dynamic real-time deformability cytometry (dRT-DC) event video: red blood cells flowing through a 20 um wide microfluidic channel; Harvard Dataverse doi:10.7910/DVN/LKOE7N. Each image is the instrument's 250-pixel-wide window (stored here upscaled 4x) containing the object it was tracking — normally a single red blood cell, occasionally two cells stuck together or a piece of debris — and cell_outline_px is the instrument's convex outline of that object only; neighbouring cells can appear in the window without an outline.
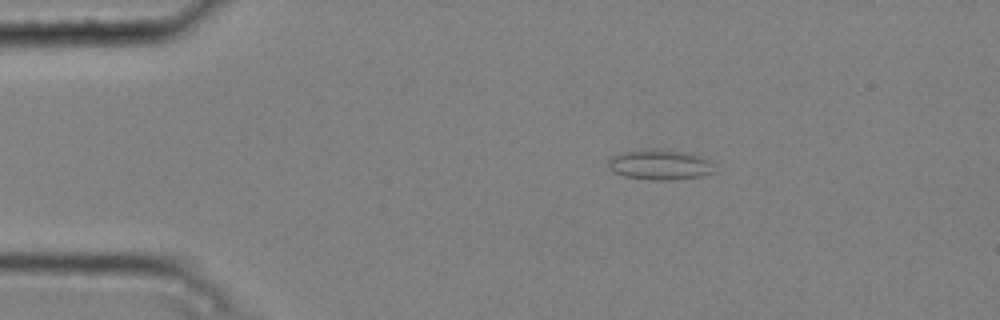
{"species": "common noctule bat (a hibernating species)", "species_latin": "Nyctalus noctula", "temperature_condition": "cold", "stored_images_in_passage": 12, "camera_frame_rate_fps": 3000, "um_per_image_px": 0.085, "animal": {"sex": "male", "body_mass_g": 20.4}, "frame": {"image": 1, "passage_image": 1, "time_ms": 0.0, "image_size_px": [1000, 320], "cell_outline_px": [[716, 172], [704, 176], [672, 180], [648, 180], [624, 176], [608, 168], [608, 160], [612, 156], [624, 152], [644, 148], [664, 148], [684, 152], [700, 156], [712, 160]], "centroid_in_image_um": [56.14, 13.99], "position_along_channel_um": 28.9, "area_um2": 19.25}}
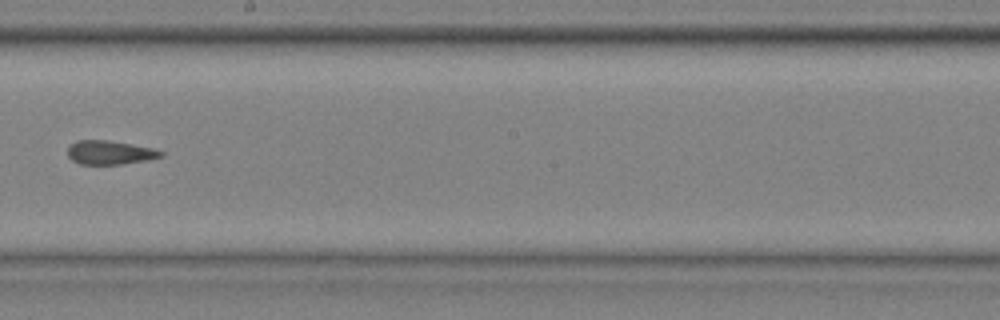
{"frame": {"image": 2, "passage_image": 7, "time_ms": 2.0, "image_size_px": [1000, 320], "cell_outline_px": [[164, 156], [148, 160], [120, 164], [80, 164], [72, 160], [68, 156], [68, 148], [76, 140], [108, 140], [152, 148], [164, 152]], "centroid_in_image_um": [9.34, 12.96], "position_along_channel_um": 238.9, "area_um2": 12.89}}
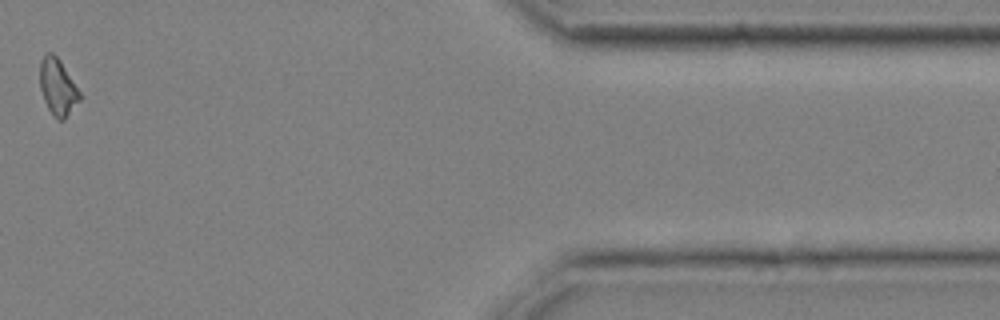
{"frame": {"image": 3, "passage_image": 11, "time_ms": 3.333, "image_size_px": [1000, 320], "cell_outline_px": [[80, 100], [64, 120], [60, 120], [48, 108], [44, 100], [40, 88], [40, 60], [48, 52], [52, 52], [60, 60], [80, 92]], "centroid_in_image_um": [4.9, 7.38], "position_along_channel_um": 406.5, "area_um2": 12.83}}